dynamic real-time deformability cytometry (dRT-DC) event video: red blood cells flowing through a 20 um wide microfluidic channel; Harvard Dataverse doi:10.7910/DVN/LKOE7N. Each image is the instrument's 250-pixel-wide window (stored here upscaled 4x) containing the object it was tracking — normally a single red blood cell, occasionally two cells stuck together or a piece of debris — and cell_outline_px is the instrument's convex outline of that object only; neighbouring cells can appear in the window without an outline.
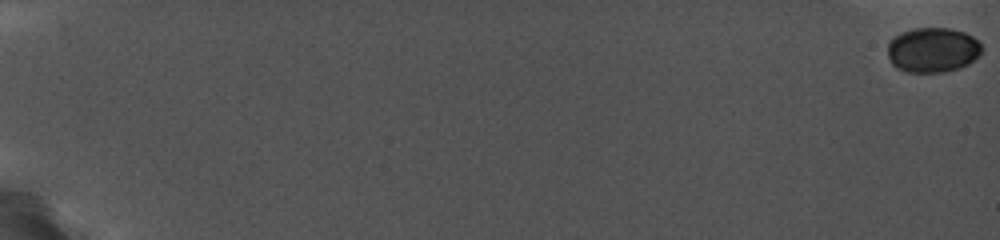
{"species": "common noctule bat (a hibernating species)", "species_latin": "Nyctalus noctula", "temperature_condition": "cold", "stored_images_in_passage": 8, "camera_frame_rate_fps": 5000, "um_per_image_px": 0.085, "animal": {"sex": "female", "body_mass_g": 19.0, "forearm_length_mm": 56.7}, "frame": {"image": 1, "passage_image": 1, "time_ms": 0.0, "image_size_px": [1000, 240], "cell_outline_px": [[984, 48], [968, 64], [960, 68], [944, 72], [908, 72], [896, 68], [892, 64], [888, 56], [888, 44], [896, 36], [904, 32], [916, 28], [948, 28], [964, 32], [972, 36]], "centroid_in_image_um": [79.28, 4.26], "position_along_channel_um": 5.7, "area_um2": 24.39}}